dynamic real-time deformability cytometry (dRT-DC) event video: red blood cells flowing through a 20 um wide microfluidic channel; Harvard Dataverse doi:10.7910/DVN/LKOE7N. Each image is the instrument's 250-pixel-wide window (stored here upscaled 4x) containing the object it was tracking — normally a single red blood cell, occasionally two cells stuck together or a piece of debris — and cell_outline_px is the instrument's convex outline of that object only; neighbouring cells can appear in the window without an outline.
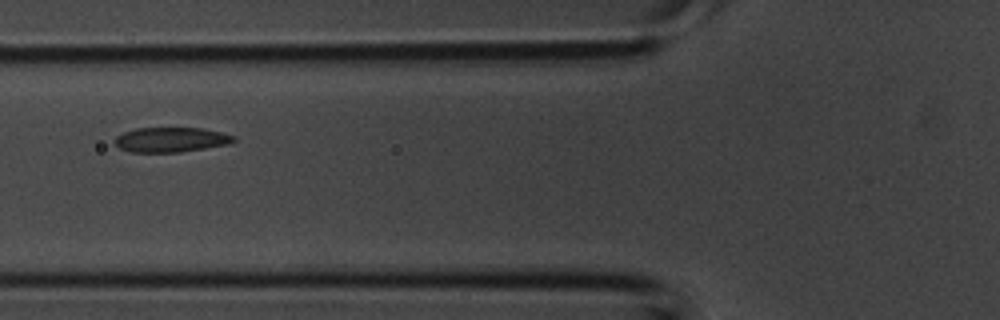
{"species": "common noctule bat (a hibernating species)", "species_latin": "Nyctalus noctula", "temperature_condition": "room temperature", "stored_images_in_passage": 3, "camera_frame_rate_fps": 3000, "um_per_image_px": 0.085, "animal": {"sex": "male", "body_mass_g": 20.1, "forearm_length_mm": 53.5}, "frame": {"image": 1, "passage_image": 3, "time_ms": 0.667, "image_size_px": [1000, 320], "cell_outline_px": [[236, 140], [228, 144], [180, 152], [132, 152], [120, 148], [112, 140], [116, 136], [124, 132], [136, 128], [204, 128], [236, 136]], "centroid_in_image_um": [14.52, 11.87], "position_along_channel_um": 111.3, "area_um2": 17.17}}